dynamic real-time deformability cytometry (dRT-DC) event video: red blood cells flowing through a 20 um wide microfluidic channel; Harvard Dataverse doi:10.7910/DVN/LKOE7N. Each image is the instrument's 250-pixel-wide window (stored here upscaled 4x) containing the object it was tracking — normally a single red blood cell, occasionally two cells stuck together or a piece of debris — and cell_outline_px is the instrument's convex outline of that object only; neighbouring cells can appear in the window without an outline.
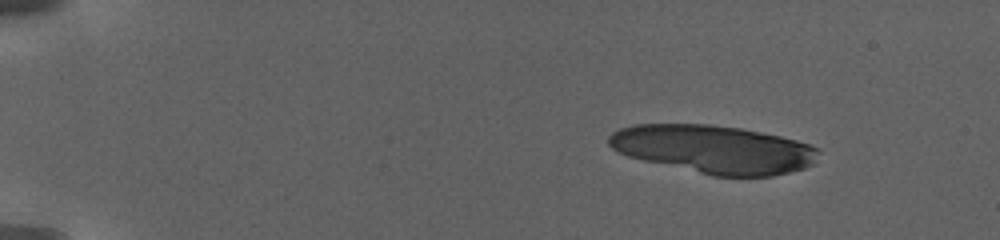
{"species": "human", "species_latin": "Homo sapiens", "temperature_condition": "warm", "stored_images_in_passage": 26, "camera_frame_rate_fps": 3000, "um_per_image_px": 0.085, "donor": {"sex": "female"}, "frame": {"image": 1, "passage_image": 21, "time_ms": 2.667, "image_size_px": [1000, 240], "cell_outline_px": [[820, 152], [812, 164], [804, 168], [772, 176], [712, 176], [644, 160], [628, 156], [612, 148], [608, 144], [608, 136], [612, 132], [620, 128], [632, 124], [708, 124], [740, 128], [780, 136], [796, 140], [808, 144], [816, 148]], "centroid_in_image_um": [60.64, 12.68], "position_along_channel_um": 24.4, "area_um2": 58.67}}